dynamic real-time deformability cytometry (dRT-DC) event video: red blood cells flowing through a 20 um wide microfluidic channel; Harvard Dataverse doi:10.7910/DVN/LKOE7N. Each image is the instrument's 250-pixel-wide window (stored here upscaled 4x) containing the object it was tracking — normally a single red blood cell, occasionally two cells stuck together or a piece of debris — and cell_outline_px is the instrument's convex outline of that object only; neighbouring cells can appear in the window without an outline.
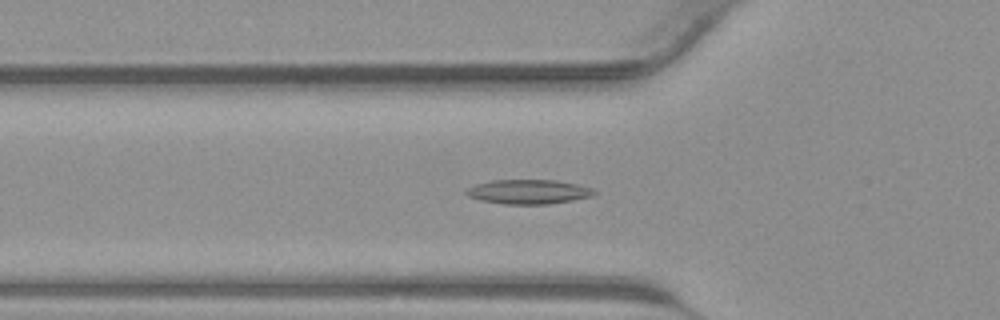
{"species": "common noctule bat (a hibernating species)", "species_latin": "Nyctalus noctula", "temperature_condition": "warm", "stored_images_in_passage": 30, "camera_frame_rate_fps": 3000, "um_per_image_px": 0.085, "animal": {"sex": "male", "body_mass_g": 23.1, "forearm_length_mm": 52.7}, "frame": {"image": 1, "passage_image": 15, "time_ms": 4.667, "image_size_px": [1000, 320], "cell_outline_px": [[596, 192], [592, 196], [572, 200], [548, 204], [504, 204], [480, 200], [468, 196], [464, 192], [468, 188], [476, 184], [492, 180], [556, 180], [580, 184], [592, 188]], "centroid_in_image_um": [44.93, 16.29], "position_along_channel_um": 80.9, "area_um2": 18.21}}
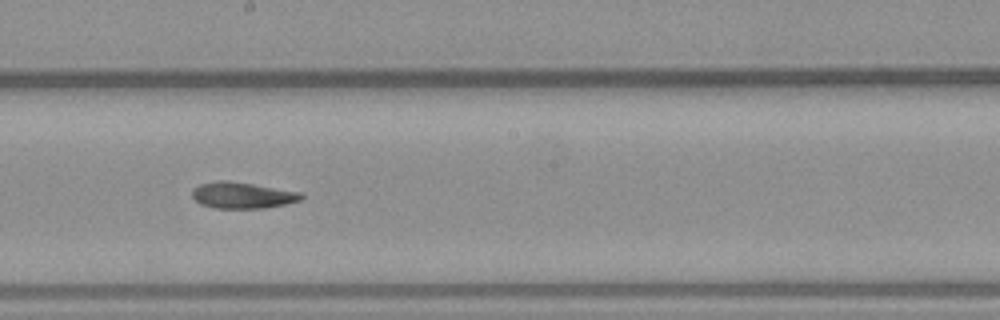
{"frame": {"image": 2, "passage_image": 24, "time_ms": 7.667, "image_size_px": [1000, 320], "cell_outline_px": [[304, 196], [300, 200], [284, 204], [264, 208], [212, 208], [200, 204], [192, 196], [192, 188], [200, 184], [220, 180], [228, 180], [300, 192]], "centroid_in_image_um": [20.56, 16.6], "position_along_channel_um": 227.6, "area_um2": 16.59}}
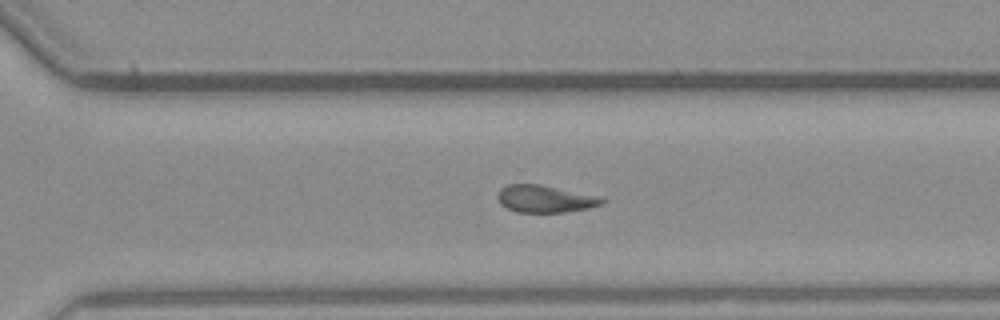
{"frame": {"image": 3, "passage_image": 30, "time_ms": 9.667, "image_size_px": [1000, 320], "cell_outline_px": [[608, 200], [604, 204], [588, 208], [564, 212], [516, 212], [500, 204], [496, 196], [500, 188], [508, 184], [540, 184], [604, 196]], "centroid_in_image_um": [46.4, 16.89], "position_along_channel_um": 324.2, "area_um2": 16.99}}